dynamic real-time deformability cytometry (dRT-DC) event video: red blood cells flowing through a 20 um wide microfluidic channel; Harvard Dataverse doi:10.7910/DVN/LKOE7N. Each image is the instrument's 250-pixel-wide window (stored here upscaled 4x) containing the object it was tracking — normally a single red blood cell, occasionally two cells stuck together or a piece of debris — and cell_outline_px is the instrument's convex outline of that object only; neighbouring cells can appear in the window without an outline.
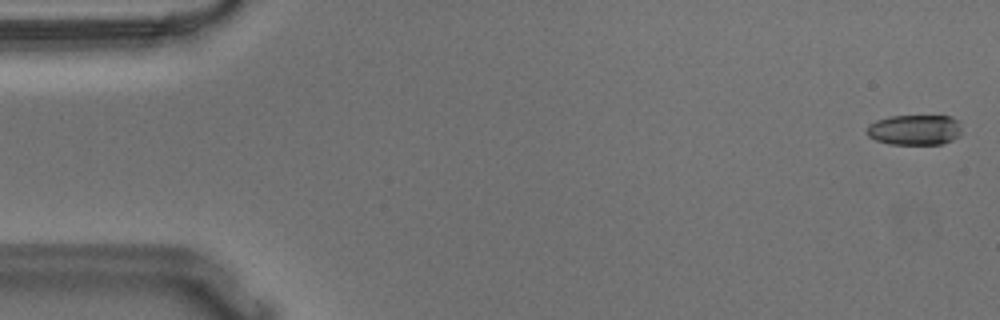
{"species": "Egyptian fruit bat (a non-hibernating species)", "species_latin": "Rousettus aegyptiacus", "temperature_condition": "warm", "stored_images_in_passage": 54, "camera_frame_rate_fps": 3000, "um_per_image_px": 0.085, "animal": {"sex": "male"}, "frame": {"image": 1, "passage_image": 2, "time_ms": 0.333, "image_size_px": [1000, 320], "cell_outline_px": [[960, 136], [952, 140], [940, 144], [888, 144], [876, 140], [868, 136], [868, 124], [876, 120], [892, 116], [952, 116], [960, 120]], "centroid_in_image_um": [77.78, 11.03], "position_along_channel_um": 7.2, "area_um2": 16.88}}
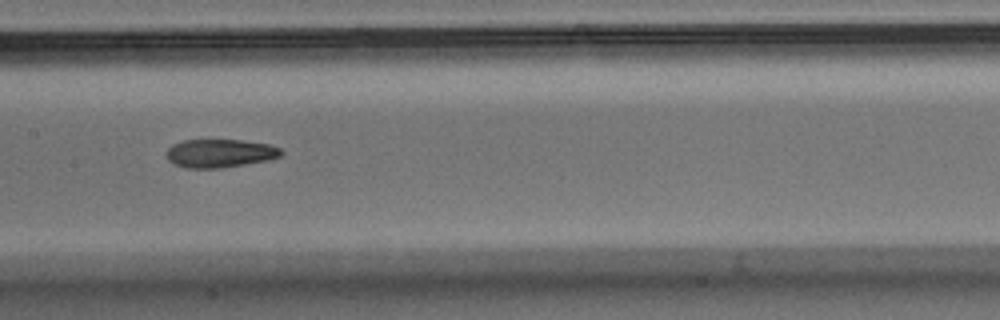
{"frame": {"image": 2, "passage_image": 28, "time_ms": 9.0, "image_size_px": [1000, 320], "cell_outline_px": [[284, 152], [280, 156], [268, 160], [224, 168], [184, 168], [168, 160], [168, 148], [172, 144], [184, 140], [240, 140], [268, 144], [280, 148]], "centroid_in_image_um": [18.71, 13.03], "position_along_channel_um": 188.7, "area_um2": 18.9}}
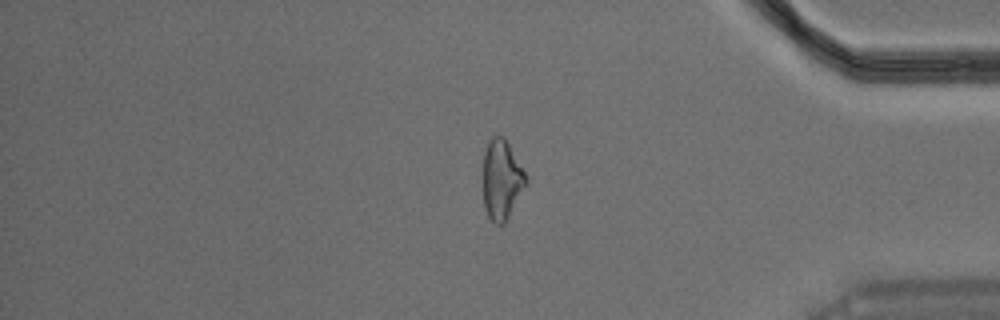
{"frame": {"image": 3, "passage_image": 47, "time_ms": 15.333, "image_size_px": [1000, 320], "cell_outline_px": [[528, 180], [504, 224], [496, 224], [488, 216], [484, 208], [484, 152], [492, 136], [504, 136], [508, 140]], "centroid_in_image_um": [42.64, 15.24], "position_along_channel_um": 392.6, "area_um2": 19.59}, "authors_computed_cell_mechanics": {"area_um2": 19.2763, "velocity_mm_per_s": 3.6512, "shape_relaxation_time_tau1_ms": null, "shape_relaxation_time_tau2_ms": 3.7892, "deformation_change_tau1": null, "deformation_change_tau2": 0.1282}}